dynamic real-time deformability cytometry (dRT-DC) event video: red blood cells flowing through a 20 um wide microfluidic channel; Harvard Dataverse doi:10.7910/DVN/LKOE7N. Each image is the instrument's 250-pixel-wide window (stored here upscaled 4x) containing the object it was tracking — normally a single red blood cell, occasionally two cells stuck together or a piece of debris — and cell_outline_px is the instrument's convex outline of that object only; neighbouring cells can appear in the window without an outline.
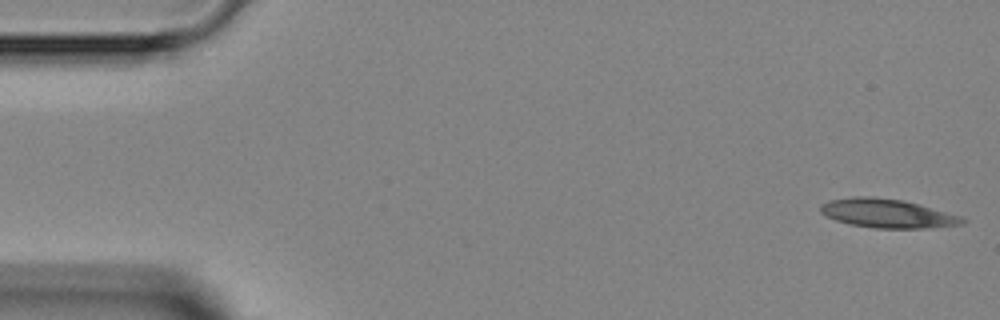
{"species": "Egyptian fruit bat (a non-hibernating species)", "species_latin": "Rousettus aegyptiacus", "temperature_condition": "room temperature", "stored_images_in_passage": 3, "camera_frame_rate_fps": 3000, "um_per_image_px": 0.085, "animal": {"sex": "female"}, "frame": {"image": 1, "passage_image": 1, "time_ms": 0.0, "image_size_px": [1000, 320], "cell_outline_px": [[968, 220], [964, 224], [920, 228], [876, 228], [848, 224], [836, 220], [820, 212], [820, 204], [828, 200], [852, 196], [872, 196], [904, 200], [920, 204], [960, 216]], "centroid_in_image_um": [75.39, 18.12], "position_along_channel_um": 9.6, "area_um2": 23.93}}